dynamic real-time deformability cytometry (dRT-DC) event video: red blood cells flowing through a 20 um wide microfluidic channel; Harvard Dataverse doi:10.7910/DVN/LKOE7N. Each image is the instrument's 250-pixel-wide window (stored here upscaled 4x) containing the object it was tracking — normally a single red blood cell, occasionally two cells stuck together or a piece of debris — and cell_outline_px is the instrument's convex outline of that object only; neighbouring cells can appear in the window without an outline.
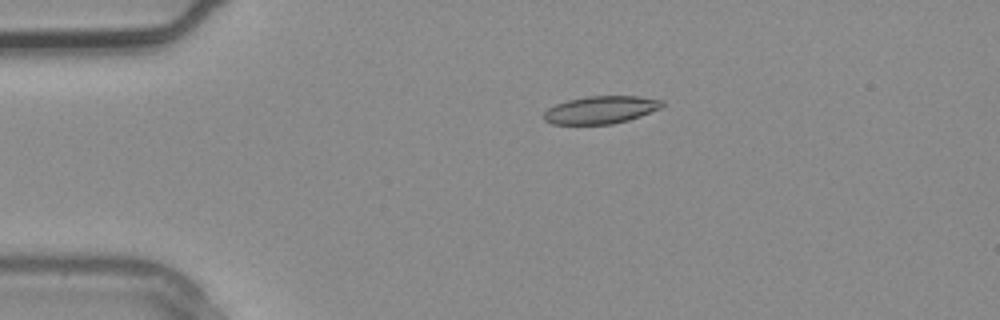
{"species": "common noctule bat (a hibernating species)", "species_latin": "Nyctalus noctula", "temperature_condition": "warm", "stored_images_in_passage": 3, "camera_frame_rate_fps": 3000, "um_per_image_px": 0.085, "animal": {"sex": "male", "body_mass_g": 20.4}, "frame": {"image": 1, "passage_image": 3, "time_ms": 0.667, "image_size_px": [1000, 320], "cell_outline_px": [[664, 104], [660, 108], [640, 116], [628, 120], [612, 124], [552, 124], [544, 120], [544, 112], [548, 108], [556, 104], [568, 100], [588, 96], [640, 96], [664, 100]], "centroid_in_image_um": [51.08, 9.33], "position_along_channel_um": 33.9, "area_um2": 19.02}}